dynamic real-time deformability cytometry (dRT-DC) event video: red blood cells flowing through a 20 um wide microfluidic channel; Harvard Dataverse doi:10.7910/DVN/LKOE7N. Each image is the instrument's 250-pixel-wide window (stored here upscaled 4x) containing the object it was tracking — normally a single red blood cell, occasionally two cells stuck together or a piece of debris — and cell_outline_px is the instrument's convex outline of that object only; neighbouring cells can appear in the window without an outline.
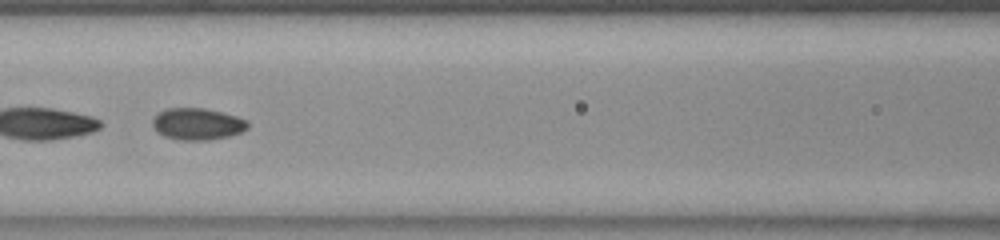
{"species": "common noctule bat (a hibernating species)", "species_latin": "Nyctalus noctula", "temperature_condition": "room temperature", "stored_images_in_passage": 52, "segment_of_instrument_passage": [2, 2], "camera_frame_rate_fps": 3000, "um_per_image_px": 0.085, "animal": {"sex": "female", "body_mass_g": 23.0, "forearm_length_mm": 53.4}, "frame": {"image": 1, "passage_image": 23, "time_ms": 7.333, "image_size_px": [1000, 240], "cell_outline_px": [[248, 128], [240, 132], [228, 136], [208, 140], [180, 140], [164, 136], [156, 132], [152, 124], [152, 120], [160, 112], [168, 108], [204, 108], [236, 116], [248, 120]], "centroid_in_image_um": [16.77, 10.54], "position_along_channel_um": 149.8, "area_um2": 17.51}}